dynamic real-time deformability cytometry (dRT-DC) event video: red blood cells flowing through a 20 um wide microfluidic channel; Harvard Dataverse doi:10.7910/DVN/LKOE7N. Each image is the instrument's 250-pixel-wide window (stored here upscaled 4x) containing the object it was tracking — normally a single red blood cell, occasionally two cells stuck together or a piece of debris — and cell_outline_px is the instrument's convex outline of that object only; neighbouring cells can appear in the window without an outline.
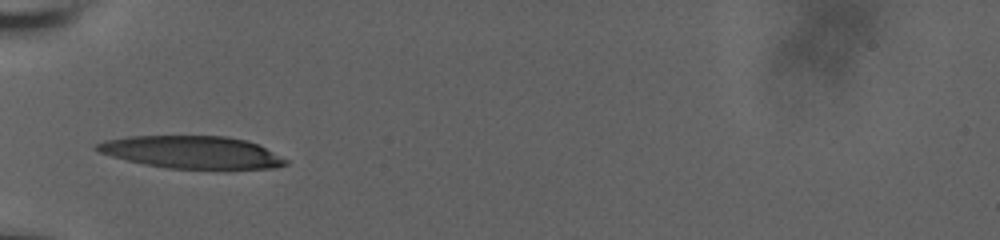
{"species": "human", "species_latin": "Homo sapiens", "temperature_condition": "room temperature", "stored_images_in_passage": 3, "camera_frame_rate_fps": 3000, "um_per_image_px": 0.085, "donor": {"sex": "male"}, "frame": {"image": 1, "passage_image": 1, "time_ms": 0.0, "image_size_px": [1000, 240], "cell_outline_px": [[288, 164], [276, 168], [224, 172], [168, 168], [144, 164], [112, 156], [100, 152], [92, 148], [96, 144], [104, 140], [128, 136], [228, 136], [248, 140], [260, 144], [288, 160]], "centroid_in_image_um": [16.44, 12.98], "position_along_channel_um": 68.6, "area_um2": 37.22}}
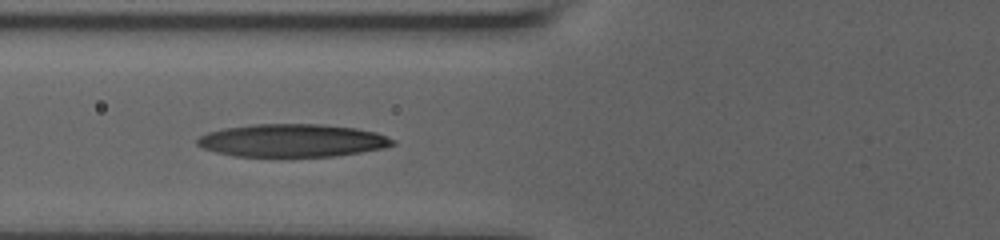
{"frame": {"image": 2, "passage_image": 2, "time_ms": 1.0, "image_size_px": [1000, 240], "cell_outline_px": [[396, 144], [384, 148], [336, 156], [236, 156], [216, 152], [204, 148], [196, 144], [196, 140], [200, 136], [208, 132], [224, 128], [252, 124], [320, 124], [356, 128], [376, 132], [396, 140]], "centroid_in_image_um": [24.86, 11.93], "position_along_channel_um": 100.9, "area_um2": 37.4}}
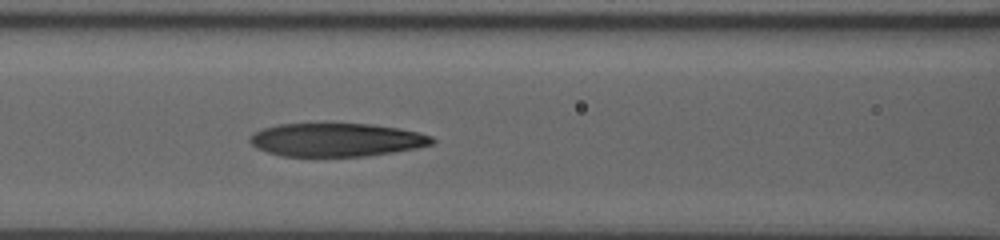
{"frame": {"image": 3, "passage_image": 3, "time_ms": 2.0, "image_size_px": [1000, 240], "cell_outline_px": [[436, 140], [432, 144], [416, 148], [368, 156], [280, 156], [256, 148], [248, 140], [248, 136], [264, 128], [276, 124], [372, 124], [400, 128], [420, 132], [432, 136]], "centroid_in_image_um": [28.61, 11.88], "position_along_channel_um": 138.0, "area_um2": 35.49}}